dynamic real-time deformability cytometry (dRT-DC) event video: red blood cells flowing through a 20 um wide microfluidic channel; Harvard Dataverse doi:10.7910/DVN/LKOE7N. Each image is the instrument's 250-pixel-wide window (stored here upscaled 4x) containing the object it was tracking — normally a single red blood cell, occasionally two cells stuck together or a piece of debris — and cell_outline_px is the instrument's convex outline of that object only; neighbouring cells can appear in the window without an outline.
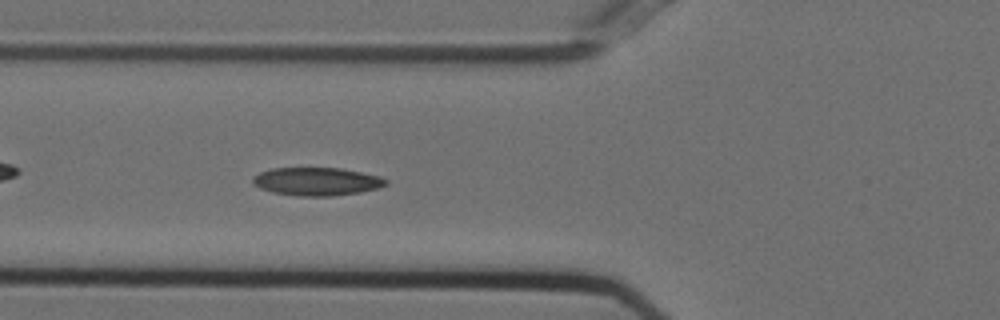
{"species": "Egyptian fruit bat (a non-hibernating species)", "species_latin": "Rousettus aegyptiacus", "temperature_condition": "cold", "stored_images_in_passage": 55, "camera_frame_rate_fps": 3000, "um_per_image_px": 0.085, "animal": {"sex": "female"}, "frame": {"image": 1, "passage_image": 20, "time_ms": 6.333, "image_size_px": [1000, 320], "cell_outline_px": [[388, 184], [380, 188], [360, 192], [332, 196], [296, 196], [272, 192], [260, 188], [252, 184], [252, 176], [260, 172], [272, 168], [340, 168], [380, 176], [388, 180]], "centroid_in_image_um": [26.92, 15.43], "position_along_channel_um": 98.9, "area_um2": 21.96}}
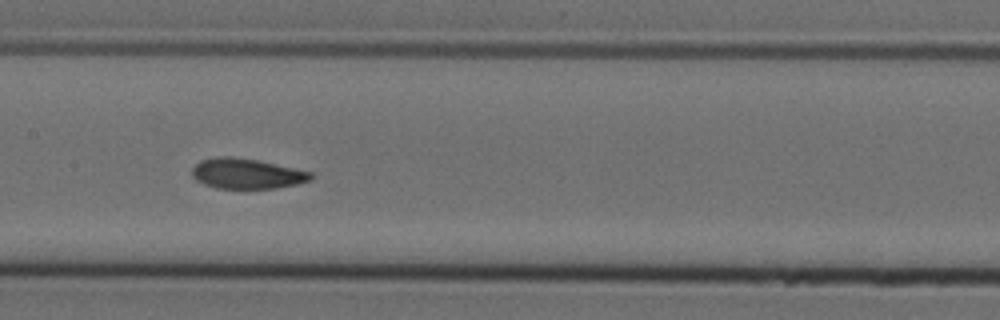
{"frame": {"image": 2, "passage_image": 27, "time_ms": 8.667, "image_size_px": [1000, 320], "cell_outline_px": [[312, 180], [296, 184], [276, 188], [216, 188], [204, 184], [196, 180], [192, 176], [192, 168], [200, 160], [216, 156], [232, 156], [256, 160], [312, 172]], "centroid_in_image_um": [20.94, 14.75], "position_along_channel_um": 186.5, "area_um2": 20.87}}
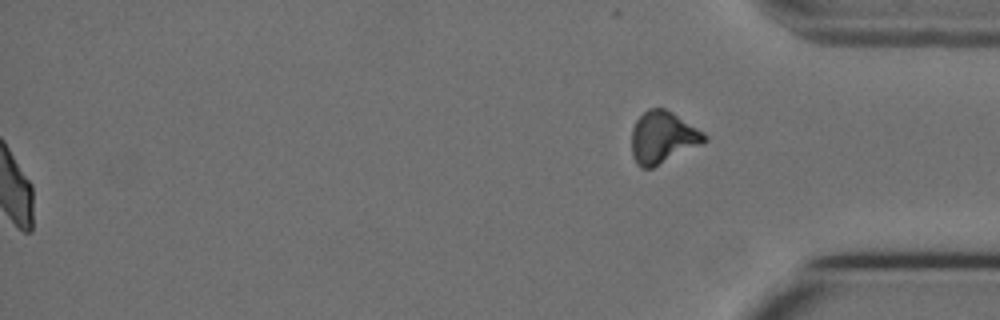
{"frame": {"image": 3, "passage_image": 55, "time_ms": 18.0, "image_size_px": [1000, 320], "cell_outline_px": [[708, 140], [652, 168], [640, 168], [636, 164], [632, 156], [632, 128], [636, 120], [648, 108], [664, 108], [672, 112], [704, 132], [708, 136]], "centroid_in_image_um": [56.31, 11.67], "position_along_channel_um": 378.9, "area_um2": 21.91}, "authors_computed_cell_mechanics": {"area_um2": 21.0392, "velocity_mm_per_s": 3.7144, "shape_relaxation_time_tau1_ms": 4.6875, "shape_relaxation_time_tau2_ms": 2.5131, "deformation_change_tau1": 0.1354, "deformation_change_tau2": 0.0727}}